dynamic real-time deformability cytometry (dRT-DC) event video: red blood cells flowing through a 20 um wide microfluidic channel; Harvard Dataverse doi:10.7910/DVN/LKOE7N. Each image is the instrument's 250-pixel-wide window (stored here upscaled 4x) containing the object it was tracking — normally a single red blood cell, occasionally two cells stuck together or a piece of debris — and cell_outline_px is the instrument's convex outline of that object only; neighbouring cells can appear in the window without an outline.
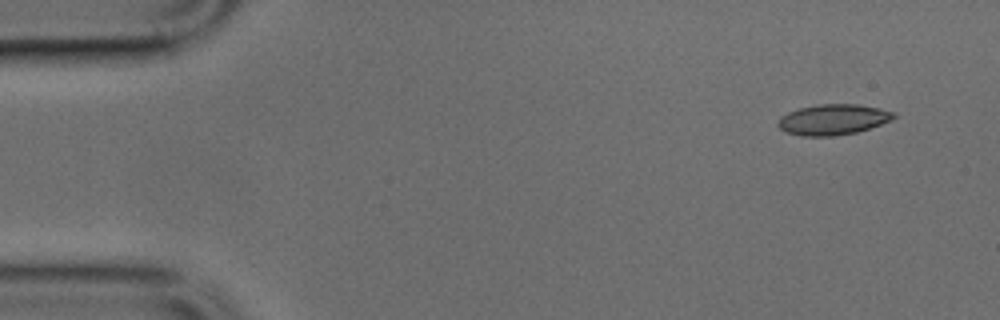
{"species": "common noctule bat (a hibernating species)", "species_latin": "Nyctalus noctula", "temperature_condition": "cold", "stored_images_in_passage": 20, "camera_frame_rate_fps": 3000, "um_per_image_px": 0.085, "animal": {"sex": "male", "body_mass_g": 17.9, "forearm_length_mm": 54.2}, "frame": {"image": 1, "passage_image": 1, "time_ms": 0.0, "image_size_px": [1000, 320], "cell_outline_px": [[896, 116], [892, 120], [856, 132], [832, 136], [800, 136], [784, 132], [776, 124], [780, 116], [788, 112], [800, 108], [820, 104], [856, 104], [880, 108], [896, 112]], "centroid_in_image_um": [70.78, 10.16], "position_along_channel_um": 14.2, "area_um2": 20.69}}
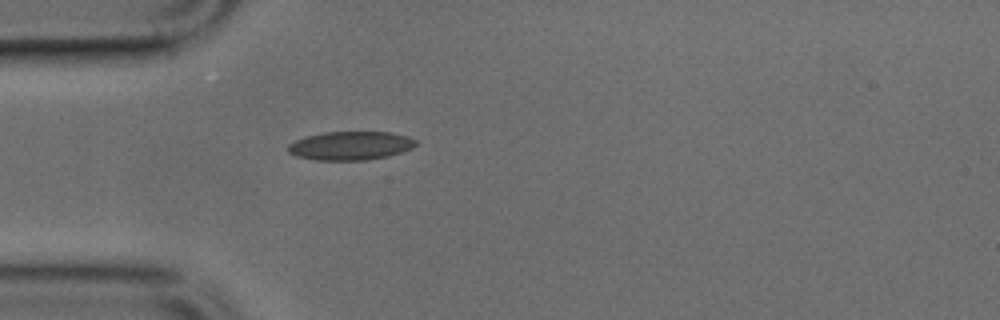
{"frame": {"image": 2, "passage_image": 11, "time_ms": 3.333, "image_size_px": [1000, 320], "cell_outline_px": [[416, 144], [412, 148], [388, 156], [368, 160], [316, 160], [296, 156], [288, 152], [288, 144], [304, 136], [324, 132], [392, 132], [408, 136], [416, 140]], "centroid_in_image_um": [29.78, 12.38], "position_along_channel_um": 55.2, "area_um2": 21.39}}
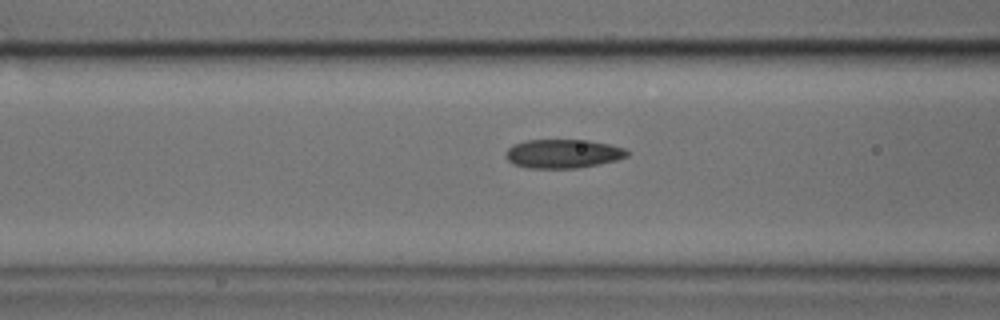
{"frame": {"image": 3, "passage_image": 16, "time_ms": 5.0, "image_size_px": [1000, 320], "cell_outline_px": [[632, 152], [628, 156], [616, 160], [576, 168], [528, 168], [512, 164], [504, 156], [504, 152], [512, 144], [524, 140], [588, 140], [608, 144], [624, 148]], "centroid_in_image_um": [47.81, 13.06], "position_along_channel_um": 118.8, "area_um2": 20.58}}